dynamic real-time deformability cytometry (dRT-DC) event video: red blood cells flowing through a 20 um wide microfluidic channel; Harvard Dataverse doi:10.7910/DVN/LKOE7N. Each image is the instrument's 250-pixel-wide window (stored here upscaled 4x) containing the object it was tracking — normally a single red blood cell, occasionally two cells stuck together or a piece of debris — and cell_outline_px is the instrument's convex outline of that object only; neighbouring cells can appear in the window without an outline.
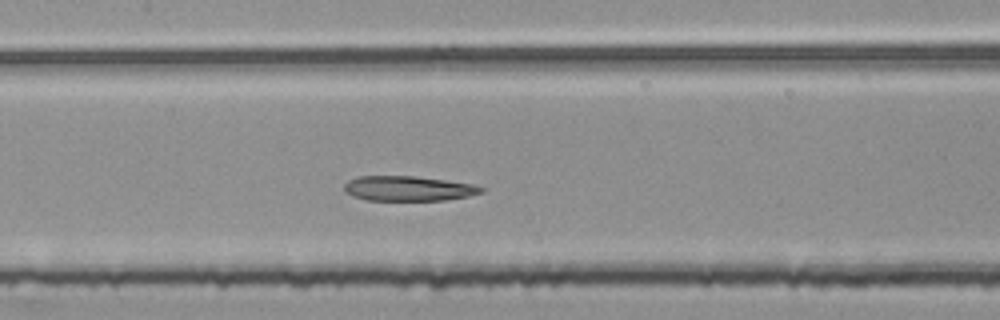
{"species": "common noctule bat (a hibernating species)", "species_latin": "Nyctalus noctula", "temperature_condition": "room temperature", "stored_images_in_passage": 46, "segment_of_instrument_passage": [2, 2], "camera_frame_rate_fps": 3000, "um_per_image_px": 0.085, "animal": {"sex": "female", "body_mass_g": 25.1}, "frame": {"image": 1, "passage_image": 21, "time_ms": 6.667, "image_size_px": [1000, 320], "cell_outline_px": [[484, 192], [468, 196], [444, 200], [364, 200], [352, 196], [344, 192], [344, 184], [348, 180], [356, 176], [416, 176], [472, 184], [484, 188]], "centroid_in_image_um": [34.65, 16.02], "position_along_channel_um": 172.8, "area_um2": 19.94}}
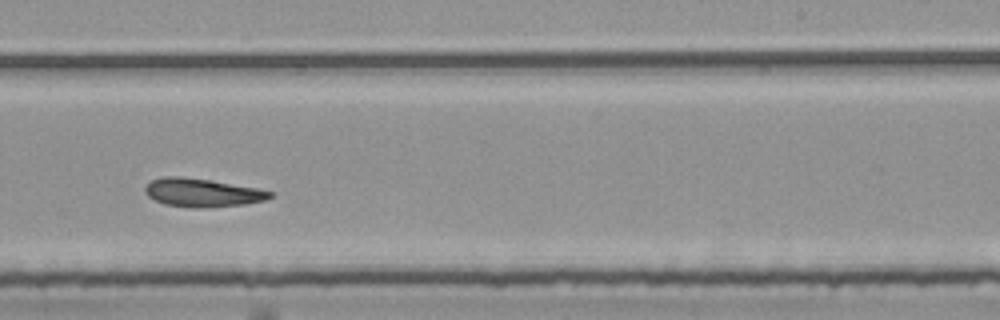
{"frame": {"image": 2, "passage_image": 29, "time_ms": 9.333, "image_size_px": [1000, 320], "cell_outline_px": [[272, 196], [264, 200], [244, 204], [204, 208], [192, 208], [164, 204], [148, 196], [144, 192], [144, 188], [152, 180], [164, 176], [180, 176], [208, 180], [256, 188], [272, 192]], "centroid_in_image_um": [17.15, 16.38], "position_along_channel_um": 271.9, "area_um2": 20.4}}
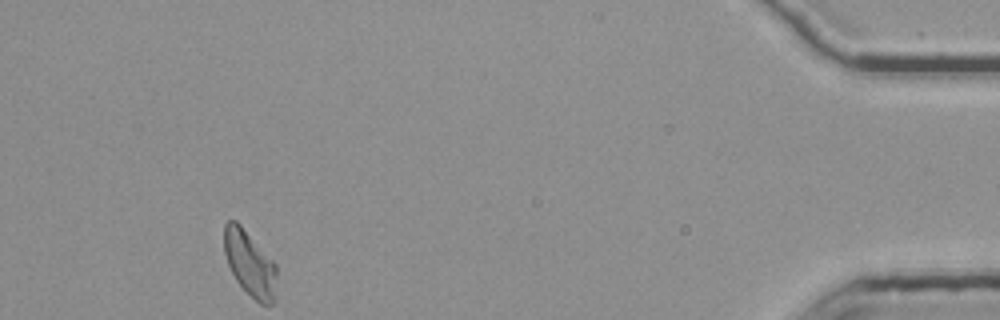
{"frame": {"image": 3, "passage_image": 46, "time_ms": 15.0, "image_size_px": [1000, 320], "cell_outline_px": [[276, 300], [272, 304], [260, 304], [236, 280], [228, 264], [224, 252], [224, 224], [228, 220], [236, 220], [240, 224], [276, 264]], "centroid_in_image_um": [21.24, 22.39], "position_along_channel_um": 414.0, "area_um2": 19.88}}